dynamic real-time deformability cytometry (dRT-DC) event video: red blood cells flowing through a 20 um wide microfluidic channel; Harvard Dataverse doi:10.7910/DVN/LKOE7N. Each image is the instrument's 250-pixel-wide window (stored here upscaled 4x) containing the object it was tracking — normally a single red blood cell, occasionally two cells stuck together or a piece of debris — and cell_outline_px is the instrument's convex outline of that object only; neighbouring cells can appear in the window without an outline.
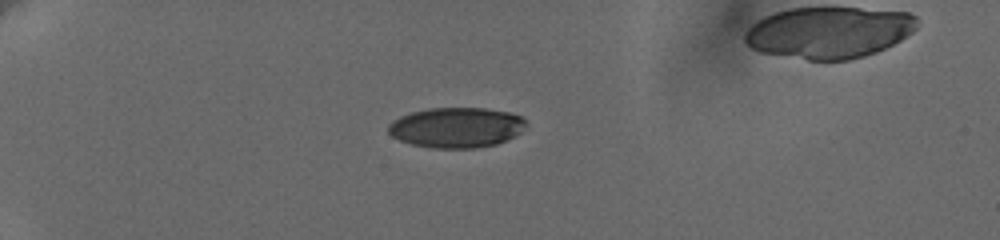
{"species": "human", "species_latin": "Homo sapiens", "temperature_condition": "cold", "stored_images_in_passage": 42, "camera_frame_rate_fps": 3000, "um_per_image_px": 0.085, "donor": {"sex": "female"}, "frame": {"image": 1, "passage_image": 1, "time_ms": 0.0, "image_size_px": [1000, 240], "cell_outline_px": [[528, 128], [496, 144], [476, 148], [432, 148], [412, 144], [400, 140], [392, 136], [388, 132], [388, 124], [392, 120], [400, 116], [412, 112], [432, 108], [484, 108], [508, 112], [520, 116], [528, 124]], "centroid_in_image_um": [38.79, 10.84], "position_along_channel_um": 46.2, "area_um2": 32.25}}
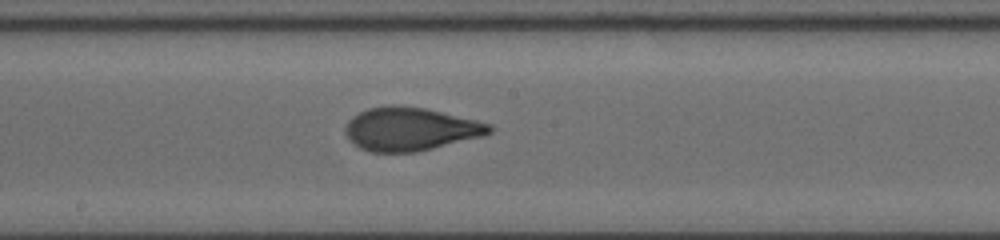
{"frame": {"image": 2, "passage_image": 19, "time_ms": 6.0, "image_size_px": [1000, 240], "cell_outline_px": [[492, 132], [484, 136], [416, 152], [372, 152], [360, 148], [344, 132], [344, 128], [348, 120], [352, 116], [368, 108], [392, 104], [424, 108], [476, 120], [492, 124]], "centroid_in_image_um": [34.88, 10.96], "position_along_channel_um": 213.3, "area_um2": 36.24}}
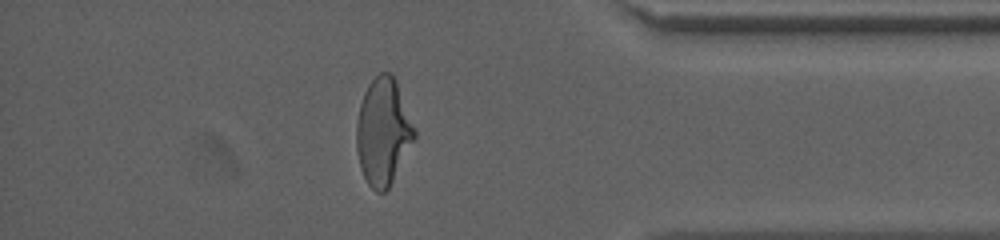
{"frame": {"image": 3, "passage_image": 36, "time_ms": 11.667, "image_size_px": [1000, 240], "cell_outline_px": [[416, 136], [388, 188], [384, 192], [376, 192], [368, 184], [360, 168], [356, 152], [356, 124], [360, 104], [364, 92], [368, 84], [380, 72], [392, 72], [396, 80], [416, 132]], "centroid_in_image_um": [32.54, 11.18], "position_along_channel_um": 402.7, "area_um2": 35.84}, "authors_computed_cell_mechanics": {"area_um2": 35.7493, "velocity_mm_per_s": 3.6459, "shape_relaxation_time_tau1_ms": 4.6771, "shape_relaxation_time_tau2_ms": 0.762, "deformation_change_tau1": 0.1989, "deformation_change_tau2": 0.073}}